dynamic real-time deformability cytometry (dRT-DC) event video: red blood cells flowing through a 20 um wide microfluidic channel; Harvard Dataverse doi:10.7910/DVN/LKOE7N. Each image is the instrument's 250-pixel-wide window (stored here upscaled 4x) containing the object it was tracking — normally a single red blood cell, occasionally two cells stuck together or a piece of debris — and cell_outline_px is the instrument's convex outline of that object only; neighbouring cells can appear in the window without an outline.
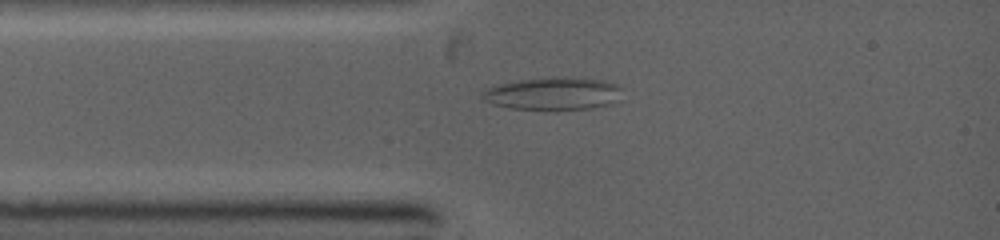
{"species": "common noctule bat (a hibernating species)", "species_latin": "Nyctalus noctula", "temperature_condition": "warm", "stored_images_in_passage": 8, "camera_frame_rate_fps": 5000, "um_per_image_px": 0.085, "animal": {"sex": "female", "body_mass_g": 19.0, "forearm_length_mm": 53.3}, "frame": {"image": 1, "passage_image": 2, "time_ms": 0.8, "image_size_px": [1000, 240], "cell_outline_px": [[624, 88], [616, 100], [604, 104], [588, 108], [508, 108], [492, 104], [484, 100], [480, 96], [480, 92], [484, 88], [500, 84], [520, 80], [552, 76], [580, 76], [608, 80], [620, 84]], "centroid_in_image_um": [47.02, 7.89], "position_along_channel_um": 38.0, "area_um2": 26.76}}
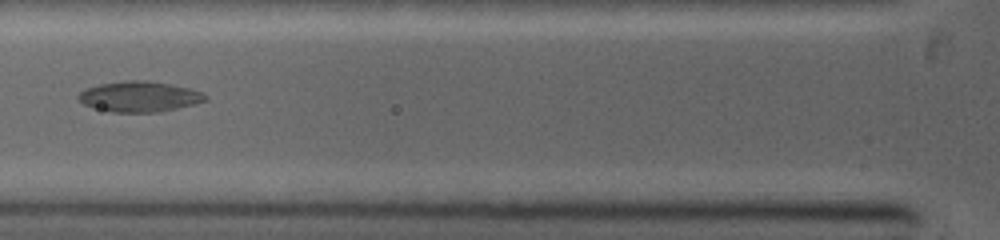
{"frame": {"image": 2, "passage_image": 4, "time_ms": 2.6, "image_size_px": [1000, 240], "cell_outline_px": [[208, 100], [160, 112], [112, 112], [84, 104], [76, 96], [80, 92], [88, 88], [100, 84], [124, 80], [148, 80], [172, 84], [188, 88], [200, 92], [208, 96]], "centroid_in_image_um": [11.86, 8.2], "position_along_channel_um": 113.9, "area_um2": 22.37}}
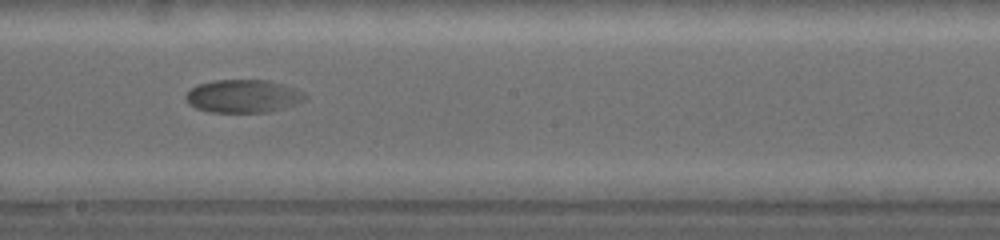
{"frame": {"image": 3, "passage_image": 7, "time_ms": 5.2, "image_size_px": [1000, 240], "cell_outline_px": [[308, 96], [304, 100], [268, 112], [212, 112], [196, 108], [188, 104], [184, 96], [196, 84], [212, 80], [268, 80], [292, 88]], "centroid_in_image_um": [20.58, 8.17], "position_along_channel_um": 227.6, "area_um2": 22.6}}